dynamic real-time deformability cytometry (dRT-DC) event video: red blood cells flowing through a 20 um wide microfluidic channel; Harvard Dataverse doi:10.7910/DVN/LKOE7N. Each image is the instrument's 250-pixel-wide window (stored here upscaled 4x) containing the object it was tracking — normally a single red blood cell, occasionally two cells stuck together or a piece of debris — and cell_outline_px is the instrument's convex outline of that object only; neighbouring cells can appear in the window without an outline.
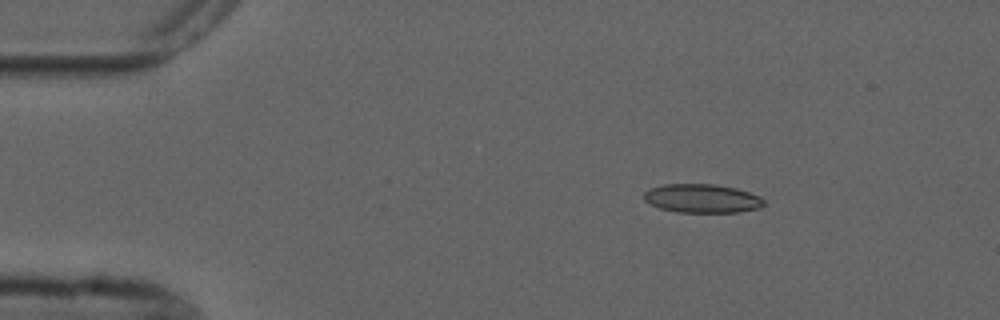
{"species": "common noctule bat (a hibernating species)", "species_latin": "Nyctalus noctula", "temperature_condition": "cold", "stored_images_in_passage": 4, "camera_frame_rate_fps": 3000, "um_per_image_px": 0.085, "animal": {"sex": "male", "forearm_length_mm": 52.5}, "frame": {"image": 1, "passage_image": 2, "time_ms": 2.0, "image_size_px": [1000, 320], "cell_outline_px": [[764, 204], [760, 208], [740, 212], [676, 212], [660, 208], [644, 200], [644, 192], [648, 188], [664, 184], [716, 184], [736, 188], [760, 196], [764, 200]], "centroid_in_image_um": [59.68, 16.86], "position_along_channel_um": 25.3, "area_um2": 20.17}}